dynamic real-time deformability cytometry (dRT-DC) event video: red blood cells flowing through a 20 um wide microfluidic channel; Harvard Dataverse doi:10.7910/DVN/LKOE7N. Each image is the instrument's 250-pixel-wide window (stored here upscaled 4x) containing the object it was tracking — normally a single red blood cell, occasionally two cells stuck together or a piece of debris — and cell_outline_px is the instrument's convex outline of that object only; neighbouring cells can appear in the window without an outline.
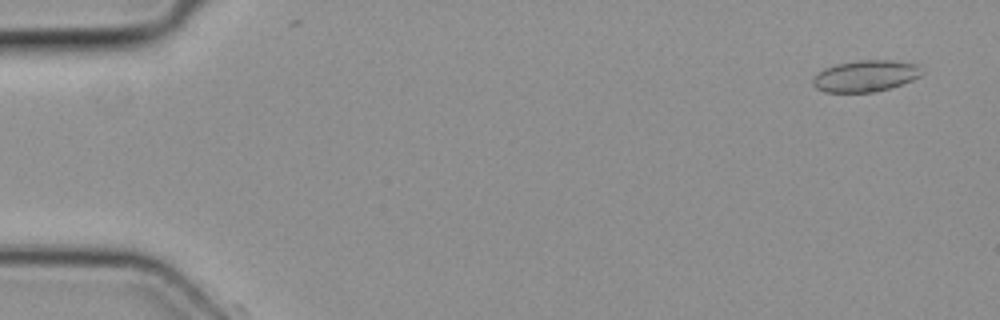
{"species": "common noctule bat (a hibernating species)", "species_latin": "Nyctalus noctula", "temperature_condition": "cold", "stored_images_in_passage": 6, "camera_frame_rate_fps": 3000, "um_per_image_px": 0.085, "animal": {"sex": "female", "body_mass_g": 19.3, "forearm_length_mm": 54.1}, "frame": {"image": 1, "passage_image": 1, "time_ms": 0.0, "image_size_px": [1000, 320], "cell_outline_px": [[924, 72], [920, 76], [912, 80], [888, 88], [872, 92], [824, 92], [816, 88], [812, 84], [812, 80], [824, 68], [836, 64], [856, 60], [888, 60], [920, 64]], "centroid_in_image_um": [73.59, 6.44], "position_along_channel_um": 11.4, "area_um2": 19.94}}
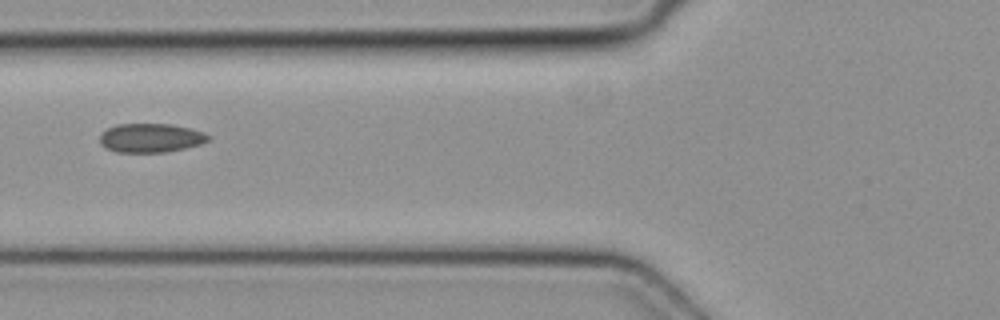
{"frame": {"image": 2, "passage_image": 5, "time_ms": 1.333, "image_size_px": [1000, 320], "cell_outline_px": [[212, 136], [208, 140], [200, 144], [184, 148], [164, 152], [116, 152], [104, 148], [100, 144], [100, 132], [116, 124], [172, 124], [204, 132]], "centroid_in_image_um": [12.77, 11.72], "position_along_channel_um": 113.0, "area_um2": 18.38}}
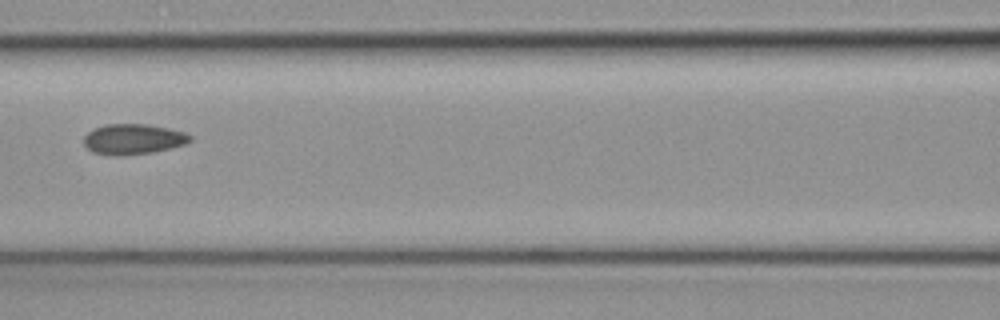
{"frame": {"image": 3, "passage_image": 6, "time_ms": 1.667, "image_size_px": [1000, 320], "cell_outline_px": [[192, 140], [184, 144], [172, 148], [152, 152], [92, 152], [84, 144], [84, 136], [88, 132], [104, 124], [148, 124], [168, 128], [184, 132], [192, 136]], "centroid_in_image_um": [11.38, 11.76], "position_along_channel_um": 155.2, "area_um2": 17.92}}